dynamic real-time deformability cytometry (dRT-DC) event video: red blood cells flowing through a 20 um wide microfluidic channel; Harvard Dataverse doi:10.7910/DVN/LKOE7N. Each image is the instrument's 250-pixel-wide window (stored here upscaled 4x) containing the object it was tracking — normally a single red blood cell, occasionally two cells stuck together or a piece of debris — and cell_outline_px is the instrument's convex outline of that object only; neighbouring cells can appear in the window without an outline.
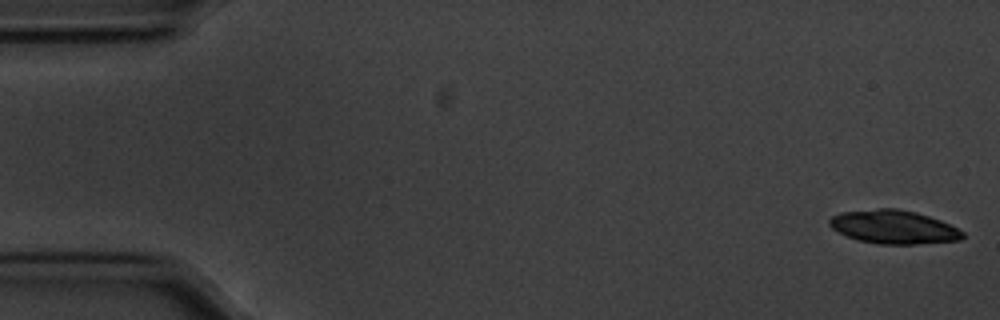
{"species": "common noctule bat (a hibernating species)", "species_latin": "Nyctalus noctula", "temperature_condition": "cold", "stored_images_in_passage": 55, "camera_frame_rate_fps": 3000, "um_per_image_px": 0.085, "animal": {"sex": "male", "body_mass_g": 20.1, "forearm_length_mm": 53.5}, "frame": {"image": 1, "passage_image": 1, "time_ms": 0.0, "image_size_px": [1000, 320], "cell_outline_px": [[964, 236], [960, 240], [916, 244], [880, 244], [860, 240], [848, 236], [832, 228], [828, 224], [828, 220], [832, 216], [840, 212], [880, 208], [896, 208], [916, 212], [940, 220], [964, 232]], "centroid_in_image_um": [75.95, 19.28], "position_along_channel_um": 9.1, "area_um2": 25.84}}
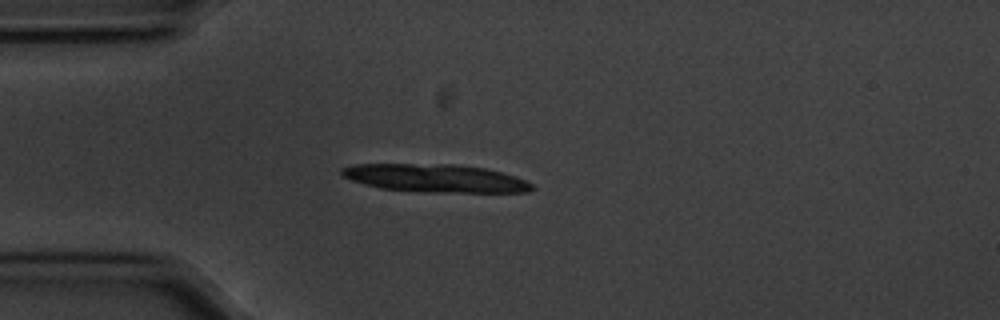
{"frame": {"image": 2, "passage_image": 14, "time_ms": 4.333, "image_size_px": [1000, 320], "cell_outline_px": [[536, 188], [528, 192], [424, 192], [380, 188], [352, 180], [344, 176], [340, 172], [340, 168], [352, 164], [452, 164], [484, 168], [500, 172], [524, 180], [532, 184]], "centroid_in_image_um": [36.98, 15.15], "position_along_channel_um": 48.0, "area_um2": 30.87}, "authors_computed_cell_mechanics": {"area_um2": 17.7446, "velocity_mm_per_s": 3.5526, "shape_relaxation_time_tau1_ms": 5.047, "shape_relaxation_time_tau2_ms": 7.1562, "deformation_change_tau1": 0.0972, "deformation_change_tau2": 0.1213}}